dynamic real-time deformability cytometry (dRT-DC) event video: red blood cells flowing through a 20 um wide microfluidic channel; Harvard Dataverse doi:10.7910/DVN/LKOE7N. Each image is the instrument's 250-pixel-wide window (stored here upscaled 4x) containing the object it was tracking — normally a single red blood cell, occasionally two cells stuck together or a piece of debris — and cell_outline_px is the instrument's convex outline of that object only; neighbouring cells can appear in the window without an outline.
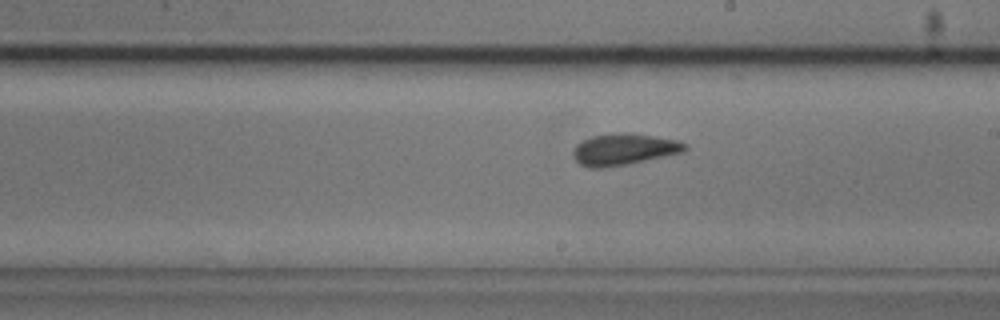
{"species": "common noctule bat (a hibernating species)", "species_latin": "Nyctalus noctula", "temperature_condition": "cold", "stored_images_in_passage": 35, "camera_frame_rate_fps": 3000, "um_per_image_px": 0.085, "animal": {"sex": "male", "body_mass_g": 20.5, "forearm_length_mm": 52.5}, "frame": {"image": 1, "passage_image": 15, "time_ms": 4.667, "image_size_px": [1000, 320], "cell_outline_px": [[688, 148], [684, 152], [628, 164], [604, 168], [588, 168], [580, 164], [572, 156], [572, 152], [576, 144], [592, 136], [616, 132], [628, 132], [680, 140], [688, 144]], "centroid_in_image_um": [53.05, 12.69], "position_along_channel_um": 236.0, "area_um2": 20.87}}
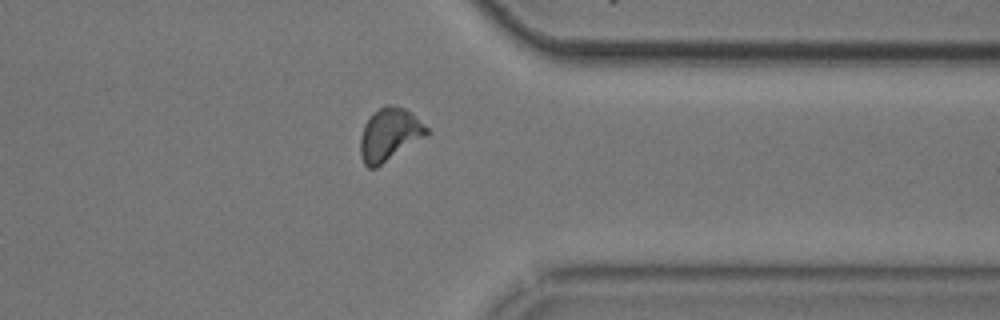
{"frame": {"image": 2, "passage_image": 27, "time_ms": 8.667, "image_size_px": [1000, 320], "cell_outline_px": [[428, 136], [376, 168], [368, 168], [364, 164], [360, 156], [360, 136], [364, 124], [372, 112], [388, 104], [404, 108], [428, 128]], "centroid_in_image_um": [33.08, 11.46], "position_along_channel_um": 378.3, "area_um2": 20.46}}
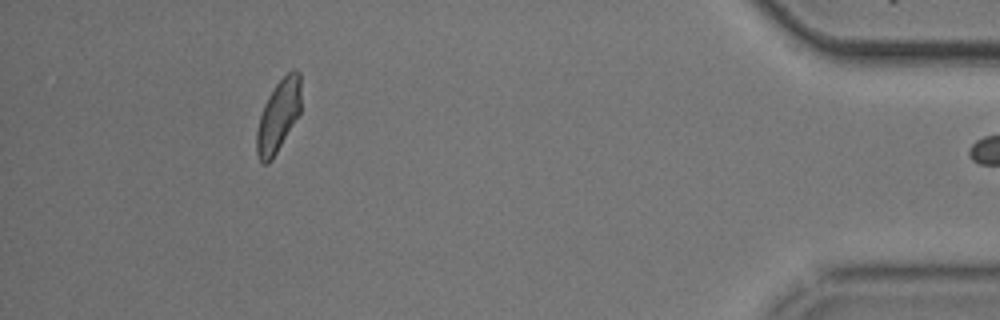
{"frame": {"image": 3, "passage_image": 34, "time_ms": 11.0, "image_size_px": [1000, 320], "cell_outline_px": [[300, 112], [272, 160], [268, 164], [264, 164], [260, 160], [256, 152], [256, 132], [260, 116], [264, 104], [268, 96], [276, 84], [292, 68], [296, 68], [300, 72]], "centroid_in_image_um": [23.65, 9.83], "position_along_channel_um": 411.5, "area_um2": 18.5}}